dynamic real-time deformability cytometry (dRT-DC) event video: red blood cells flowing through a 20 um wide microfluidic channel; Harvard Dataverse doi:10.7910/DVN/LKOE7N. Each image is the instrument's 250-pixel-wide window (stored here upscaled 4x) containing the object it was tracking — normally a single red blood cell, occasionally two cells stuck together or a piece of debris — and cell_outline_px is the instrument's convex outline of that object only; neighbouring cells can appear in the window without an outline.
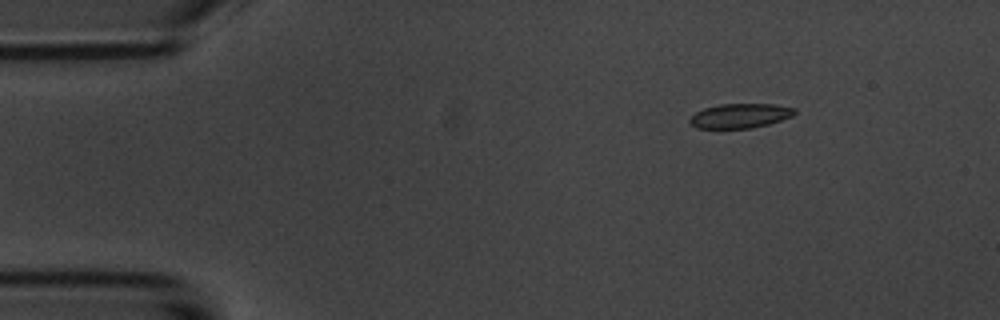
{"species": "common noctule bat (a hibernating species)", "species_latin": "Nyctalus noctula", "temperature_condition": "room temperature", "stored_images_in_passage": 5, "camera_frame_rate_fps": 3000, "um_per_image_px": 0.085, "animal": {"sex": "male", "body_mass_g": 20.1, "forearm_length_mm": 53.5}, "frame": {"image": 1, "passage_image": 2, "time_ms": 2.0, "image_size_px": [1000, 320], "cell_outline_px": [[796, 112], [792, 116], [768, 124], [752, 128], [696, 128], [688, 124], [688, 120], [696, 112], [704, 108], [720, 104], [772, 104], [796, 108]], "centroid_in_image_um": [62.88, 9.84], "position_along_channel_um": 22.1, "area_um2": 14.97}}
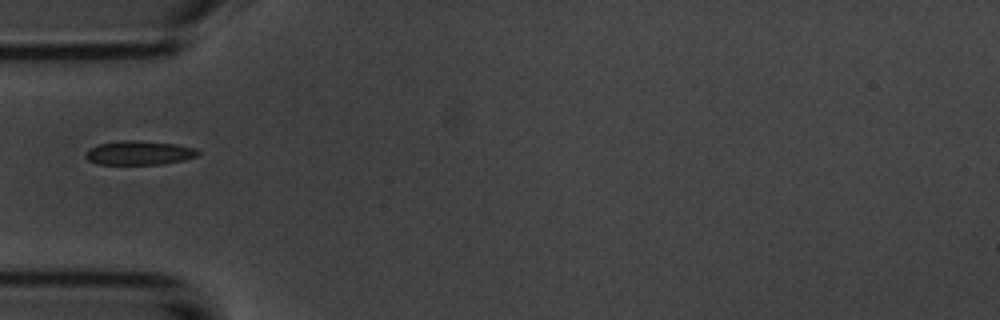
{"frame": {"image": 2, "passage_image": 5, "time_ms": 5.333, "image_size_px": [1000, 320], "cell_outline_px": [[200, 152], [196, 156], [184, 160], [164, 164], [96, 164], [88, 160], [84, 156], [84, 152], [100, 144], [124, 140], [136, 140], [176, 144], [196, 148]], "centroid_in_image_um": [11.83, 13.0], "position_along_channel_um": 73.2, "area_um2": 15.72}}